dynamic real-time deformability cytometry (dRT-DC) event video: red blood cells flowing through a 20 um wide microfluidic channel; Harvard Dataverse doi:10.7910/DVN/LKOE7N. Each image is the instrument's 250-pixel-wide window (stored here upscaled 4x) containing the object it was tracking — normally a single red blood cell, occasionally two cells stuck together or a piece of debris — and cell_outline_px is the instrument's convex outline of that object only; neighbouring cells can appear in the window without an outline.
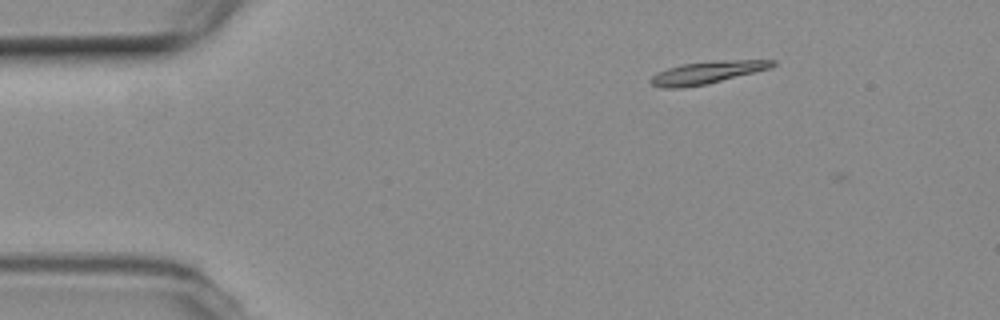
{"species": "common noctule bat (a hibernating species)", "species_latin": "Nyctalus noctula", "temperature_condition": "room temperature", "stored_images_in_passage": 50, "camera_frame_rate_fps": 3000, "um_per_image_px": 0.085, "animal": {"sex": "female", "body_mass_g": 19.3, "forearm_length_mm": 54.1}, "frame": {"image": 1, "passage_image": 3, "time_ms": 0.667, "image_size_px": [1000, 320], "cell_outline_px": [[776, 64], [772, 68], [704, 84], [680, 88], [660, 88], [652, 84], [648, 80], [656, 72], [680, 64], [712, 60], [776, 60]], "centroid_in_image_um": [60.07, 6.15], "position_along_channel_um": 24.9, "area_um2": 15.95}}
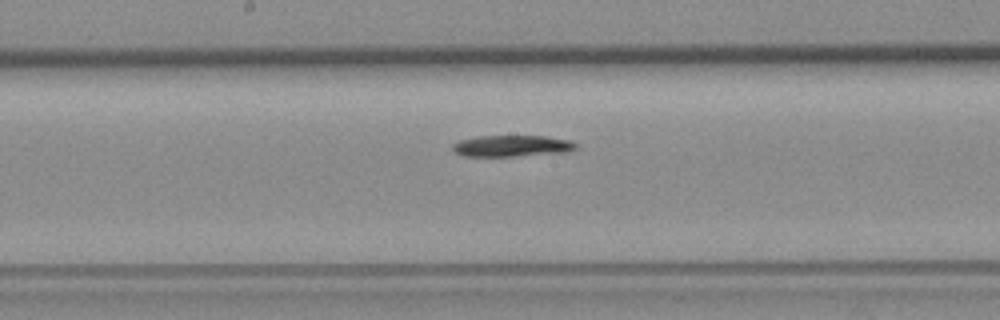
{"frame": {"image": 2, "passage_image": 23, "time_ms": 7.333, "image_size_px": [1000, 320], "cell_outline_px": [[576, 148], [568, 152], [512, 156], [464, 156], [456, 152], [452, 148], [452, 144], [460, 140], [476, 136], [544, 136], [572, 140], [576, 144]], "centroid_in_image_um": [43.52, 12.4], "position_along_channel_um": 204.7, "area_um2": 15.32}}
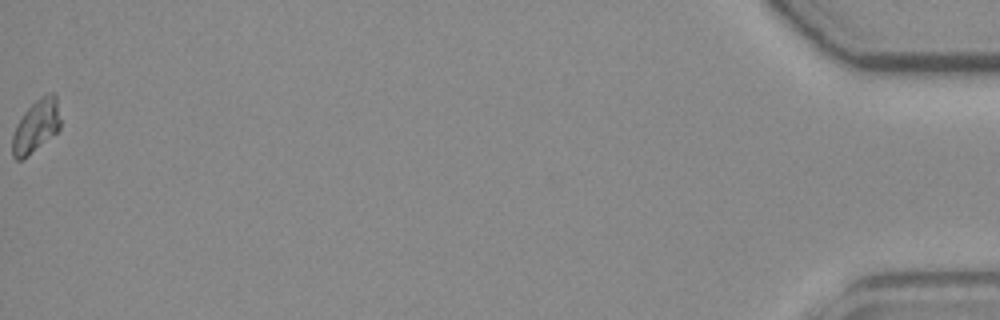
{"frame": {"image": 3, "passage_image": 50, "time_ms": 16.333, "image_size_px": [1000, 320], "cell_outline_px": [[60, 128], [56, 132], [24, 160], [16, 160], [12, 156], [12, 136], [16, 124], [24, 112], [40, 96], [48, 92], [56, 92], [60, 120]], "centroid_in_image_um": [3.05, 10.71], "position_along_channel_um": 432.1, "area_um2": 14.91}, "authors_computed_cell_mechanics": {"area_um2": 15.4326, "velocity_mm_per_s": 3.7335, "shape_relaxation_time_tau1_ms": 7.635, "shape_relaxation_time_tau2_ms": null, "deformation_change_tau1": 0.1723, "deformation_change_tau2": null}}